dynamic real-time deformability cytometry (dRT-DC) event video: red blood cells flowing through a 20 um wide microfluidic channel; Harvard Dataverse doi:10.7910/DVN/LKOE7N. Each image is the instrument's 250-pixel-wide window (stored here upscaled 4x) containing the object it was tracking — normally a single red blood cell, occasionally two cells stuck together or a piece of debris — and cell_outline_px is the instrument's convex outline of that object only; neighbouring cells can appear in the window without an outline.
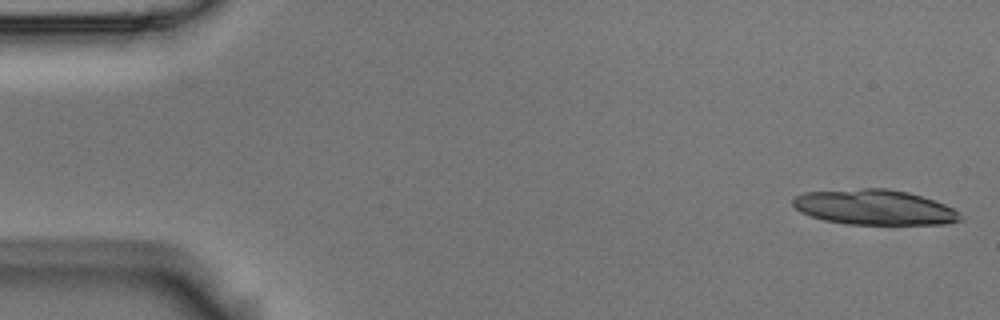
{"species": "Egyptian fruit bat (a non-hibernating species)", "species_latin": "Rousettus aegyptiacus", "temperature_condition": "room temperature", "stored_images_in_passage": 20, "camera_frame_rate_fps": 3000, "um_per_image_px": 0.085, "animal": {"sex": "male"}, "frame": {"image": 1, "passage_image": 1, "time_ms": 0.0, "image_size_px": [1000, 320], "cell_outline_px": [[964, 220], [944, 224], [848, 224], [824, 220], [800, 212], [792, 204], [792, 200], [796, 196], [804, 192], [860, 188], [888, 188], [908, 192], [944, 204], [960, 212]], "centroid_in_image_um": [74.33, 17.61], "position_along_channel_um": 10.7, "area_um2": 34.33}}